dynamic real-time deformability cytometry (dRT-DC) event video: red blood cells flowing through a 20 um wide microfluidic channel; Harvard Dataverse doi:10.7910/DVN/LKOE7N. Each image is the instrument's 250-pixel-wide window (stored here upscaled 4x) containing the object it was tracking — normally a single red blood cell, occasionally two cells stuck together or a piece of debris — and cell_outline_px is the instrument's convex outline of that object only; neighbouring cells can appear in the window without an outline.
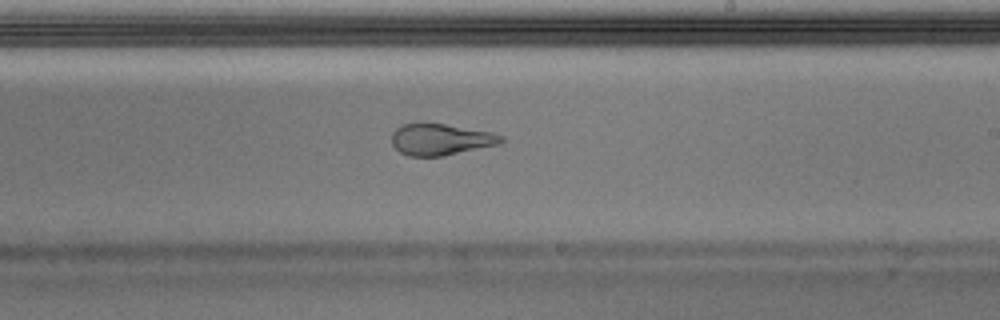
{"species": "Egyptian fruit bat (a non-hibernating species)", "species_latin": "Rousettus aegyptiacus", "temperature_condition": "warm", "stored_images_in_passage": 36, "segment_of_instrument_passage": [1, 2], "camera_frame_rate_fps": 3000, "um_per_image_px": 0.085, "animal": {"sex": "male"}, "frame": {"image": 1, "passage_image": 16, "time_ms": 5.0, "image_size_px": [1000, 320], "cell_outline_px": [[504, 140], [500, 144], [444, 156], [408, 156], [400, 152], [392, 144], [392, 132], [396, 128], [404, 124], [416, 120], [444, 124], [492, 132], [504, 136]], "centroid_in_image_um": [37.43, 11.83], "position_along_channel_um": 251.6, "area_um2": 20.52}}